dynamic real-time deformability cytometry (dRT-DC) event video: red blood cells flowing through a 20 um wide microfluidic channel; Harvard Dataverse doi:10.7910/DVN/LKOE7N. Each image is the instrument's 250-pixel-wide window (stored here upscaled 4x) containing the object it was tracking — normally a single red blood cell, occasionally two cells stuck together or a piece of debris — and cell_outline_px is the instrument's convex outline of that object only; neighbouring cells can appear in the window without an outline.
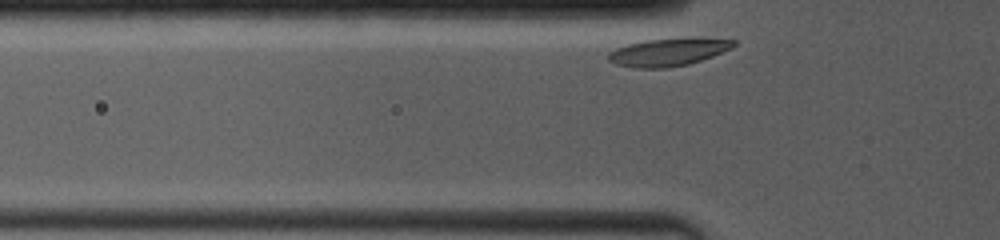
{"species": "common noctule bat (a hibernating species)", "species_latin": "Nyctalus noctula", "temperature_condition": "room temperature", "stored_images_in_passage": 24, "camera_frame_rate_fps": 4000, "um_per_image_px": 0.085, "animal": {"sex": "female", "body_mass_g": 19.0, "forearm_length_mm": 53.3}, "frame": {"image": 1, "passage_image": 2, "time_ms": 0.25, "image_size_px": [1000, 240], "cell_outline_px": [[736, 44], [732, 48], [712, 56], [688, 64], [668, 68], [632, 68], [616, 64], [608, 60], [608, 52], [616, 48], [628, 44], [644, 40], [688, 36], [700, 36], [736, 40]], "centroid_in_image_um": [56.84, 4.39], "position_along_channel_um": 69.0, "area_um2": 20.87}}
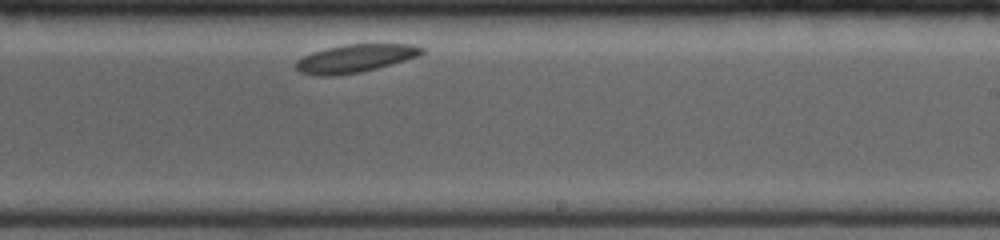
{"frame": {"image": 2, "passage_image": 15, "time_ms": 5.75, "image_size_px": [1000, 240], "cell_outline_px": [[424, 52], [420, 56], [376, 68], [360, 72], [332, 76], [320, 76], [300, 72], [296, 68], [296, 60], [312, 52], [328, 48], [348, 44], [416, 44], [424, 48]], "centroid_in_image_um": [30.22, 4.96], "position_along_channel_um": 258.8, "area_um2": 20.46}}
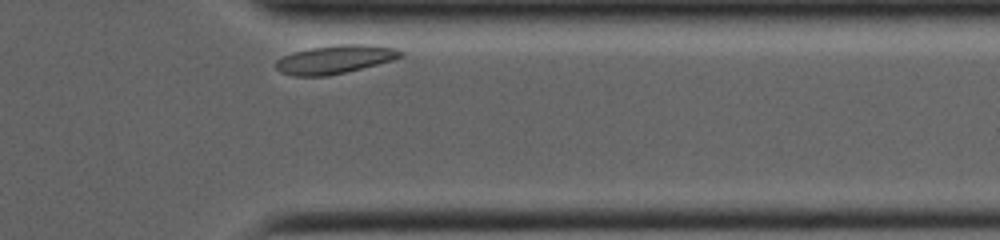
{"frame": {"image": 3, "passage_image": 24, "time_ms": 9.25, "image_size_px": [1000, 240], "cell_outline_px": [[404, 56], [392, 60], [328, 76], [296, 76], [280, 72], [276, 68], [276, 60], [292, 52], [312, 48], [336, 44], [368, 44], [396, 48], [404, 52]], "centroid_in_image_um": [28.48, 5.04], "position_along_channel_um": 382.9, "area_um2": 20.58}}